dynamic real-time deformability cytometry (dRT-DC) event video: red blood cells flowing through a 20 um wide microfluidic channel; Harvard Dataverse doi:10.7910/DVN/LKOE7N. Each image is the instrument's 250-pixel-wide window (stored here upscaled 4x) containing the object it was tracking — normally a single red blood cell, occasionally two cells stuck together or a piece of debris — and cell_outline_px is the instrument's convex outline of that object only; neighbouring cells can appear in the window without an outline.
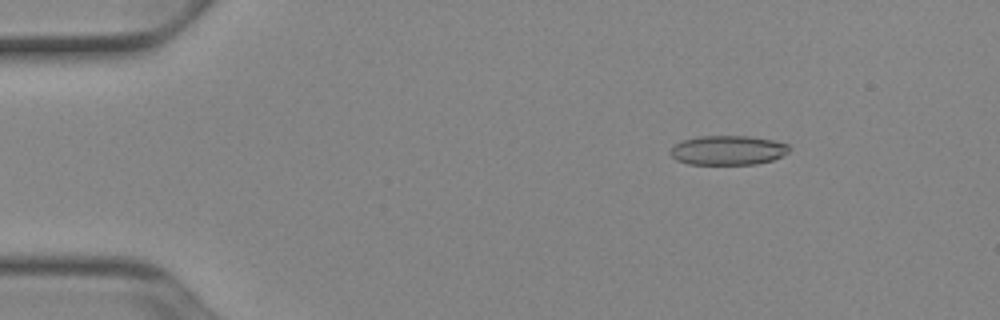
{"species": "Egyptian fruit bat (a non-hibernating species)", "species_latin": "Rousettus aegyptiacus", "temperature_condition": "cold", "stored_images_in_passage": 31, "camera_frame_rate_fps": 3000, "um_per_image_px": 0.085, "animal": {"sex": "female"}, "frame": {"image": 1, "passage_image": 8, "time_ms": 2.333, "image_size_px": [1000, 320], "cell_outline_px": [[788, 152], [772, 160], [756, 164], [688, 164], [676, 160], [668, 152], [676, 144], [684, 140], [700, 136], [748, 136], [772, 140], [788, 144]], "centroid_in_image_um": [61.85, 12.77], "position_along_channel_um": 23.2, "area_um2": 20.17}}
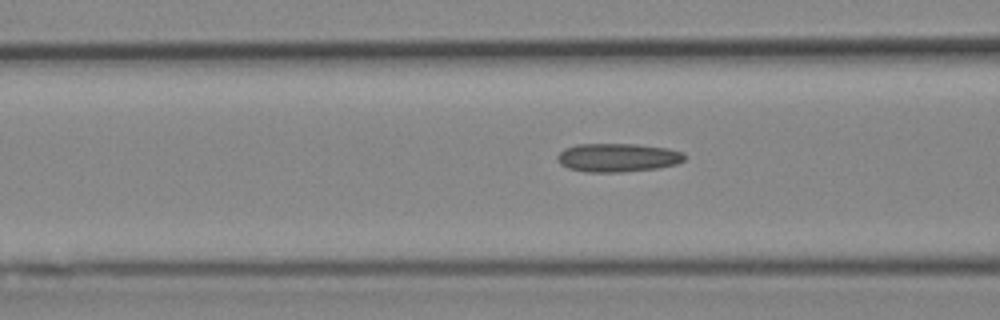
{"frame": {"image": 2, "passage_image": 21, "time_ms": 6.667, "image_size_px": [1000, 320], "cell_outline_px": [[684, 160], [676, 164], [660, 168], [620, 172], [584, 172], [568, 168], [560, 164], [556, 160], [556, 156], [564, 148], [576, 144], [636, 144], [668, 148], [684, 152]], "centroid_in_image_um": [52.48, 13.39], "position_along_channel_um": 114.1, "area_um2": 21.39}}
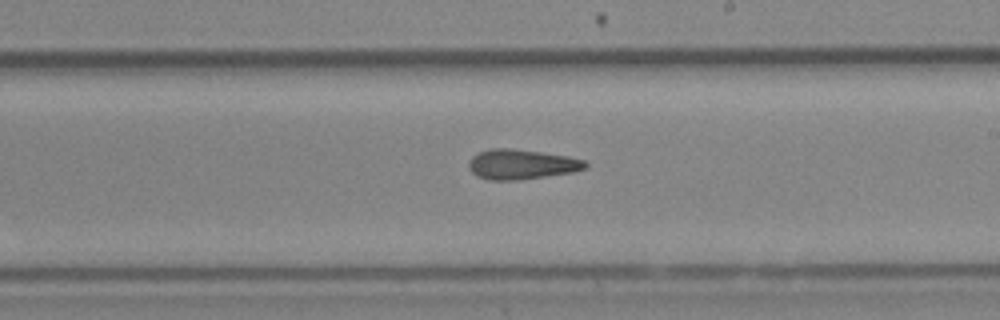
{"frame": {"image": 3, "passage_image": 31, "time_ms": 10.0, "image_size_px": [1000, 320], "cell_outline_px": [[588, 168], [572, 172], [520, 180], [488, 180], [476, 176], [468, 168], [468, 164], [472, 156], [480, 152], [492, 148], [512, 148], [568, 156], [584, 160], [588, 164]], "centroid_in_image_um": [44.32, 13.97], "position_along_channel_um": 244.7, "area_um2": 20.4}}